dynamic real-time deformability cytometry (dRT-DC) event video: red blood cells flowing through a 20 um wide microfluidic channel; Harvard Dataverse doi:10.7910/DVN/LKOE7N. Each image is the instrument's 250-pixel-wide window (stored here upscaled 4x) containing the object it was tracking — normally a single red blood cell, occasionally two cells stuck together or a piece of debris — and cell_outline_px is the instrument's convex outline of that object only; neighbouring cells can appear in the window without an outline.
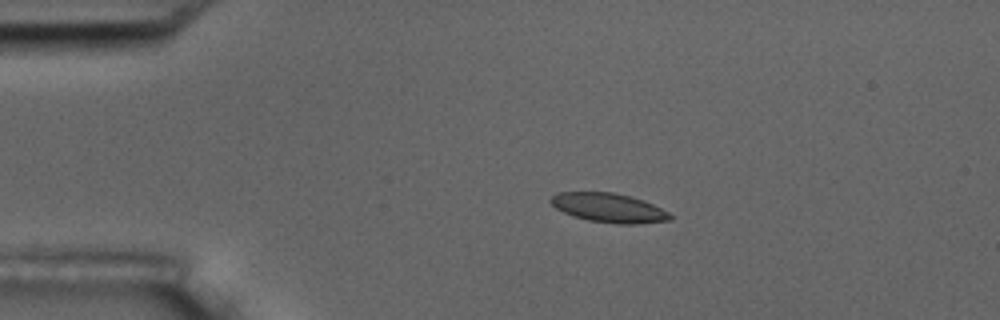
{"species": "common noctule bat (a hibernating species)", "species_latin": "Nyctalus noctula", "temperature_condition": "room temperature", "stored_images_in_passage": 16, "camera_frame_rate_fps": 3000, "um_per_image_px": 0.085, "animal": {"sex": "male", "body_mass_g": 17.5, "forearm_length_mm": 52.3}, "frame": {"image": 1, "passage_image": 3, "time_ms": 3.333, "image_size_px": [1000, 320], "cell_outline_px": [[672, 220], [636, 224], [616, 224], [588, 220], [564, 212], [556, 208], [548, 200], [552, 196], [560, 192], [612, 192], [644, 200], [668, 212], [672, 216]], "centroid_in_image_um": [51.76, 17.67], "position_along_channel_um": 33.2, "area_um2": 20.11}}
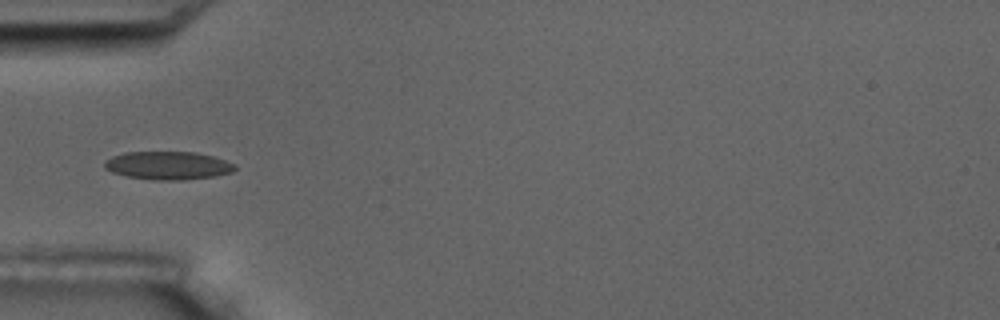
{"frame": {"image": 2, "passage_image": 5, "time_ms": 5.667, "image_size_px": [1000, 320], "cell_outline_px": [[236, 168], [232, 172], [216, 176], [184, 180], [152, 180], [128, 176], [112, 172], [104, 168], [104, 160], [112, 156], [124, 152], [196, 152], [212, 156], [236, 164]], "centroid_in_image_um": [14.27, 14.07], "position_along_channel_um": 70.7, "area_um2": 21.5}, "authors_computed_cell_mechanics": {"area_um2": 20.1433, "velocity_mm_per_s": 3.5071, "shape_relaxation_time_tau1_ms": 2.5803, "shape_relaxation_time_tau2_ms": 2.3623, "deformation_change_tau1": 0.0845, "deformation_change_tau2": 0.0512}}